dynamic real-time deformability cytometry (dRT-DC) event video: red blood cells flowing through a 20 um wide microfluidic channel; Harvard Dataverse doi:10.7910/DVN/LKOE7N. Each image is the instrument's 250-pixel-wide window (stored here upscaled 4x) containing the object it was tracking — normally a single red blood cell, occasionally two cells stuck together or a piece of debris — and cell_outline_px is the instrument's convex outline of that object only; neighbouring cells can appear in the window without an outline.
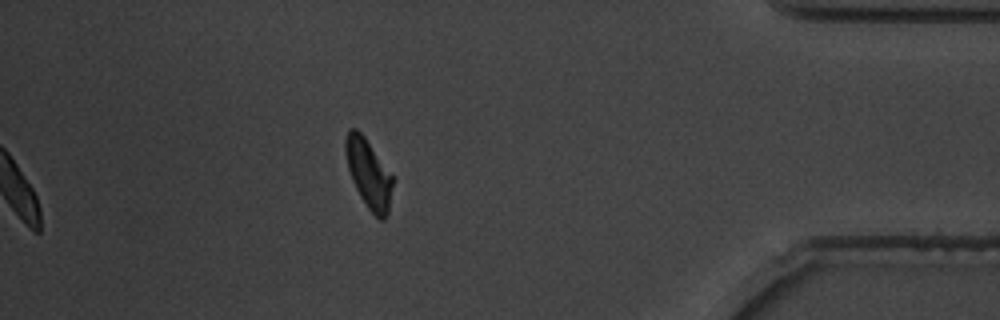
{"species": "common noctule bat (a hibernating species)", "species_latin": "Nyctalus noctula", "temperature_condition": "warm", "stored_images_in_passage": 47, "camera_frame_rate_fps": 3000, "um_per_image_px": 0.085, "animal": {"sex": "male", "body_mass_g": 19.5, "forearm_length_mm": 54.6}, "frame": {"image": 1, "passage_image": 47, "time_ms": 15.333, "image_size_px": [1000, 320], "cell_outline_px": [[392, 184], [388, 212], [384, 220], [380, 220], [368, 208], [360, 196], [352, 180], [348, 168], [344, 148], [344, 140], [348, 128], [356, 128], [364, 136], [392, 176]], "centroid_in_image_um": [31.29, 14.73], "position_along_channel_um": 403.9, "area_um2": 18.55}, "authors_computed_cell_mechanics": {"area_um2": 19.363, "velocity_mm_per_s": 3.6378, "shape_relaxation_time_tau1_ms": 2.5081, "shape_relaxation_time_tau2_ms": 4.1151, "deformation_change_tau1": 0.1392, "deformation_change_tau2": 0.1054}}